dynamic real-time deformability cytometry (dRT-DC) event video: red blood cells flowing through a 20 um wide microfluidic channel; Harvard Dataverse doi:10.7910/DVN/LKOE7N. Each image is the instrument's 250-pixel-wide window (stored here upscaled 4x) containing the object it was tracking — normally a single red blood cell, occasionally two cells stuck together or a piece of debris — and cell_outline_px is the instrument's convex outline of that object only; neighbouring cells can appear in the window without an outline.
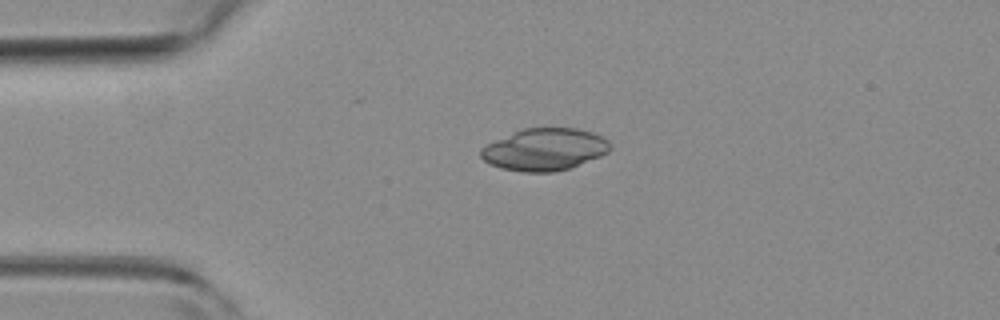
{"species": "common noctule bat (a hibernating species)", "species_latin": "Nyctalus noctula", "temperature_condition": "room temperature", "stored_images_in_passage": 2, "camera_frame_rate_fps": 3000, "um_per_image_px": 0.085, "animal": {"sex": "female", "body_mass_g": 19.3, "forearm_length_mm": 54.1}, "frame": {"image": 1, "passage_image": 1, "time_ms": 0.0, "image_size_px": [1000, 320], "cell_outline_px": [[612, 148], [608, 152], [600, 156], [572, 168], [556, 172], [524, 172], [500, 168], [488, 164], [480, 156], [480, 148], [496, 140], [524, 128], [576, 128], [592, 132], [608, 140]], "centroid_in_image_um": [46.3, 12.72], "position_along_channel_um": 38.7, "area_um2": 31.79}}